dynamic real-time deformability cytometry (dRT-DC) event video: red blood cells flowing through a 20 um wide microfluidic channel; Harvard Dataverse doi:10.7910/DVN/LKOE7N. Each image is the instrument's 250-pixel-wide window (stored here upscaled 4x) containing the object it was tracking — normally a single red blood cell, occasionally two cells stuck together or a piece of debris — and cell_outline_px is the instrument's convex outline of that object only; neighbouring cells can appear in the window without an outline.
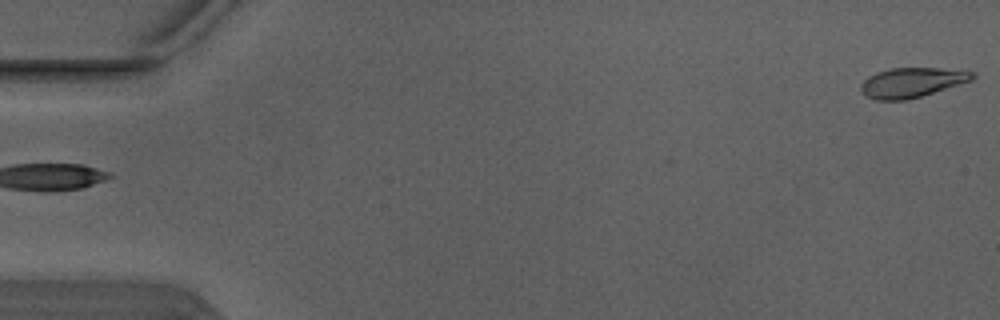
{"species": "Egyptian fruit bat (a non-hibernating species)", "species_latin": "Rousettus aegyptiacus", "temperature_condition": "warm", "stored_images_in_passage": 5, "camera_frame_rate_fps": 3000, "um_per_image_px": 0.085, "animal": {"sex": "male"}, "frame": {"image": 1, "passage_image": 5, "time_ms": 1.333, "image_size_px": [1000, 320], "cell_outline_px": [[976, 76], [972, 80], [908, 100], [876, 100], [868, 96], [860, 88], [860, 84], [868, 76], [876, 72], [892, 68], [940, 68], [976, 72]], "centroid_in_image_um": [77.51, 7.0], "position_along_channel_um": 7.5, "area_um2": 19.19}}